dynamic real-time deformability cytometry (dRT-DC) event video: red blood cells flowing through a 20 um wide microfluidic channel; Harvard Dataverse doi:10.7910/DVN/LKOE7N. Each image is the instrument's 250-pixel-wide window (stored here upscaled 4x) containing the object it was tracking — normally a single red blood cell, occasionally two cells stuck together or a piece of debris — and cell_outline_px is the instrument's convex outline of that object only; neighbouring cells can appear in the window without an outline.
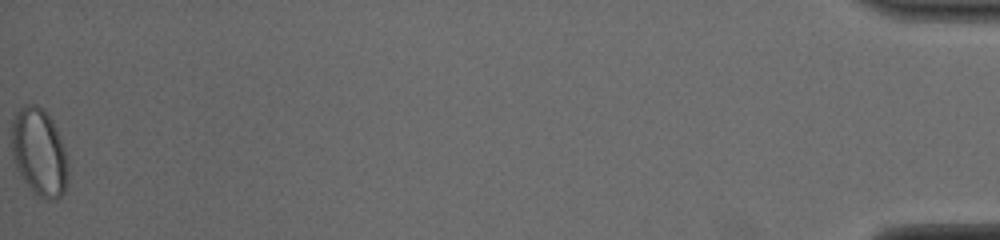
{"species": "common noctule bat (a hibernating species)", "species_latin": "Nyctalus noctula", "temperature_condition": "cold", "stored_images_in_passage": 51, "segment_of_instrument_passage": [2, 2], "camera_frame_rate_fps": 3000, "um_per_image_px": 0.085, "animal": {"sex": "male", "body_mass_g": 19.0, "forearm_length_mm": 50.8}, "frame": {"image": 1, "passage_image": 51, "time_ms": 16.667, "image_size_px": [1000, 240], "cell_outline_px": [[68, 184], [64, 192], [56, 200], [48, 200], [36, 196], [24, 180], [16, 168], [12, 160], [12, 120], [16, 112], [24, 104], [36, 104], [44, 108], [52, 120], [60, 136], [68, 156]], "centroid_in_image_um": [3.35, 12.95], "position_along_channel_um": 431.9, "area_um2": 29.42}}